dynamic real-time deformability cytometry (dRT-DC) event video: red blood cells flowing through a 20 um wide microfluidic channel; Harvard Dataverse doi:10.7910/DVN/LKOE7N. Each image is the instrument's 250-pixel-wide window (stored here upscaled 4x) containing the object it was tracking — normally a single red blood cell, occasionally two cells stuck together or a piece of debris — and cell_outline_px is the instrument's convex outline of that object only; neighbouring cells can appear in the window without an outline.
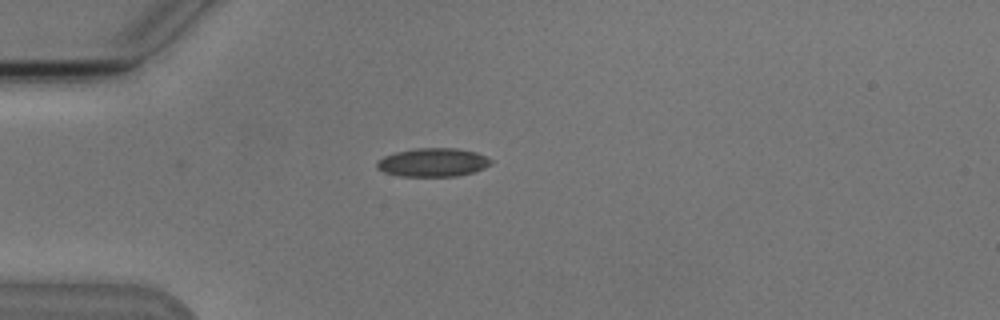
{"species": "Egyptian fruit bat (a non-hibernating species)", "species_latin": "Rousettus aegyptiacus", "temperature_condition": "cold", "stored_images_in_passage": 5, "camera_frame_rate_fps": 3000, "um_per_image_px": 0.085, "animal": {"sex": "male"}, "frame": {"image": 1, "passage_image": 2, "time_ms": 1.333, "image_size_px": [1000, 320], "cell_outline_px": [[492, 164], [484, 168], [472, 172], [456, 176], [400, 176], [384, 172], [376, 168], [376, 160], [384, 156], [396, 152], [416, 148], [456, 148], [476, 152], [492, 160]], "centroid_in_image_um": [36.77, 13.8], "position_along_channel_um": 48.2, "area_um2": 18.96}}
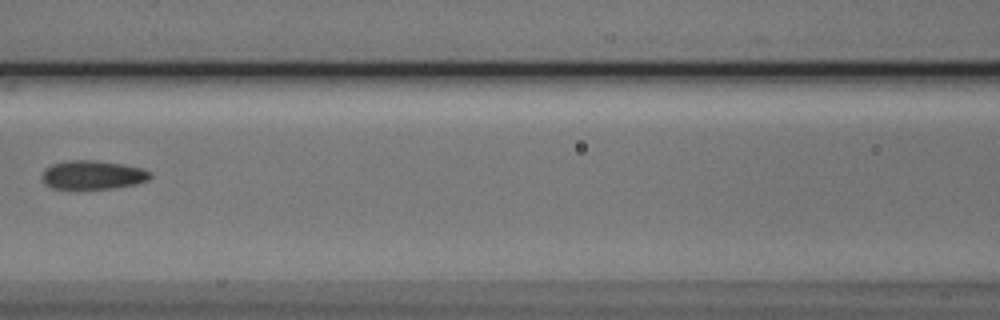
{"frame": {"image": 2, "passage_image": 5, "time_ms": 4.667, "image_size_px": [1000, 320], "cell_outline_px": [[152, 176], [148, 180], [136, 184], [108, 188], [52, 188], [44, 184], [44, 168], [52, 164], [68, 160], [92, 160], [120, 164], [140, 168], [152, 172]], "centroid_in_image_um": [7.89, 14.86], "position_along_channel_um": 158.7, "area_um2": 17.8}}